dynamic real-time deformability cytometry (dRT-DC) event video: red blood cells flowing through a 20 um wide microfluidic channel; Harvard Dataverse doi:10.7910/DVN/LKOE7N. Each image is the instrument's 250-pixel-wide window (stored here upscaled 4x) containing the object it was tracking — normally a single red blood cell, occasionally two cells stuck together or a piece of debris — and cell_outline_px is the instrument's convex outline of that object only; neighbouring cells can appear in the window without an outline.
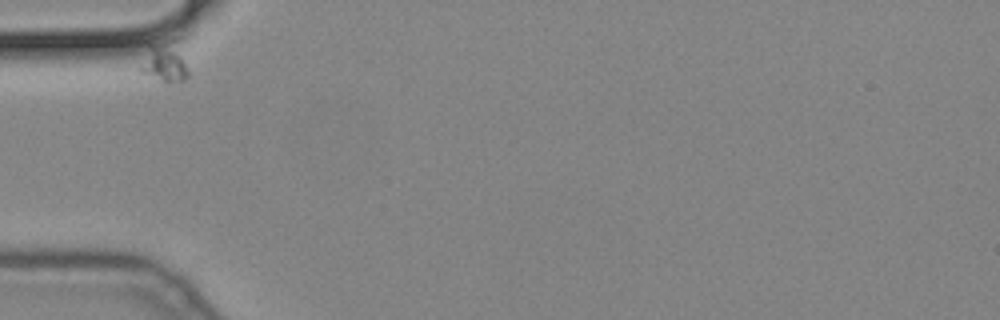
{"species": "common noctule bat (a hibernating species)", "species_latin": "Nyctalus noctula", "temperature_condition": "cold", "stored_images_in_passage": 39, "camera_frame_rate_fps": 3000, "um_per_image_px": 0.085, "animal": {"sex": "male", "body_mass_g": 19.2, "forearm_length_mm": 51.8}, "frame": {"image": 1, "passage_image": 1, "time_ms": 0.0, "image_size_px": [1000, 320], "cell_outline_px": [[188, 76], [184, 80], [164, 80], [144, 72], [140, 68], [148, 44], [176, 36], [180, 36], [188, 68]], "centroid_in_image_um": [14.11, 5.09], "position_along_channel_um": 70.9, "area_um2": 11.44}}
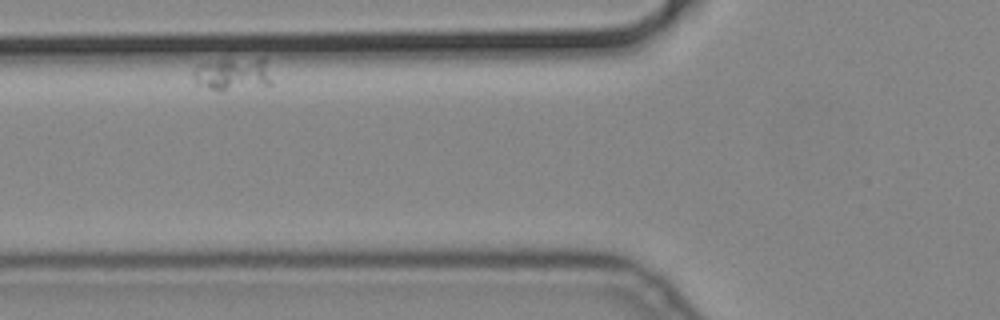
{"frame": {"image": 2, "passage_image": 6, "time_ms": 1.667, "image_size_px": [1000, 320], "cell_outline_px": [[272, 84], [224, 88], [208, 88], [196, 84], [192, 76], [192, 72], [200, 64], [220, 60], [264, 60], [272, 80]], "centroid_in_image_um": [19.72, 6.28], "position_along_channel_um": 106.1, "area_um2": 13.76}}
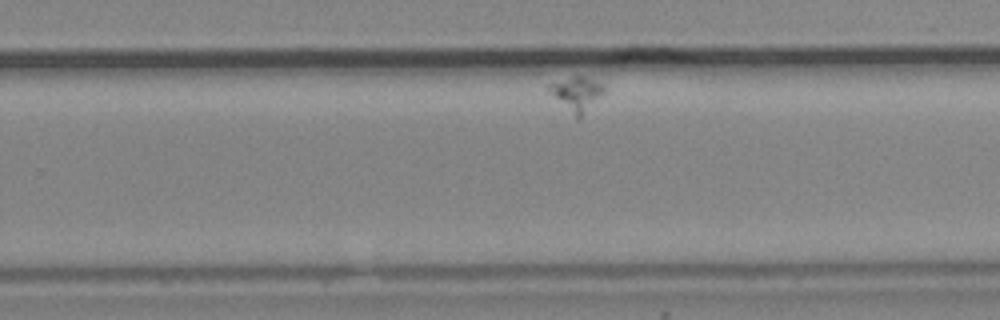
{"frame": {"image": 3, "passage_image": 28, "time_ms": 9.0, "image_size_px": [1000, 320], "cell_outline_px": [[604, 92], [580, 116], [576, 116], [548, 92], [548, 84], [576, 76], [584, 76], [600, 84], [604, 88]], "centroid_in_image_um": [48.98, 7.93], "position_along_channel_um": 280.8, "area_um2": 10.12}}